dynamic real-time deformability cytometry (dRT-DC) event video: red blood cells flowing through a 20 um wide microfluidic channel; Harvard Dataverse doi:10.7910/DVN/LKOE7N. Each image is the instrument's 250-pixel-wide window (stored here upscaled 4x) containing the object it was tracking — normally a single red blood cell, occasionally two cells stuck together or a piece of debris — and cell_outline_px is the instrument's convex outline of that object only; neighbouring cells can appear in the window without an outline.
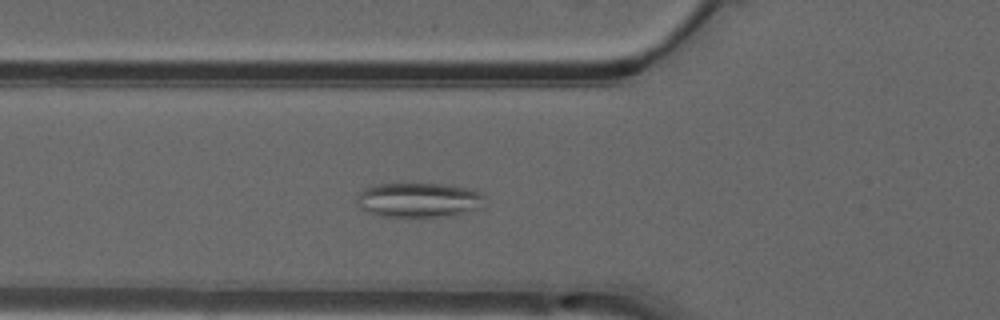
{"species": "common noctule bat (a hibernating species)", "species_latin": "Nyctalus noctula", "temperature_condition": "warm", "stored_images_in_passage": 51, "camera_frame_rate_fps": 3000, "um_per_image_px": 0.085, "animal": {"sex": "male", "forearm_length_mm": 52.5}, "frame": {"image": 1, "passage_image": 18, "time_ms": 5.667, "image_size_px": [1000, 320], "cell_outline_px": [[484, 208], [440, 216], [380, 216], [368, 212], [360, 208], [356, 204], [356, 200], [360, 192], [364, 188], [376, 184], [448, 184], [472, 188], [484, 192]], "centroid_in_image_um": [35.63, 16.98], "position_along_channel_um": 90.2, "area_um2": 25.95}}
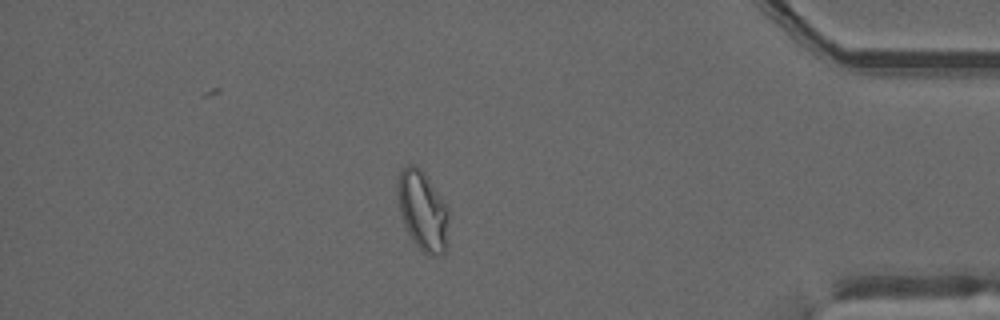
{"frame": {"image": 2, "passage_image": 44, "time_ms": 14.333, "image_size_px": [1000, 320], "cell_outline_px": [[448, 248], [444, 252], [432, 256], [428, 256], [412, 240], [404, 224], [400, 212], [396, 192], [396, 184], [400, 172], [408, 164], [416, 164], [424, 172], [448, 204]], "centroid_in_image_um": [35.95, 17.89], "position_along_channel_um": 399.3, "area_um2": 24.22}}
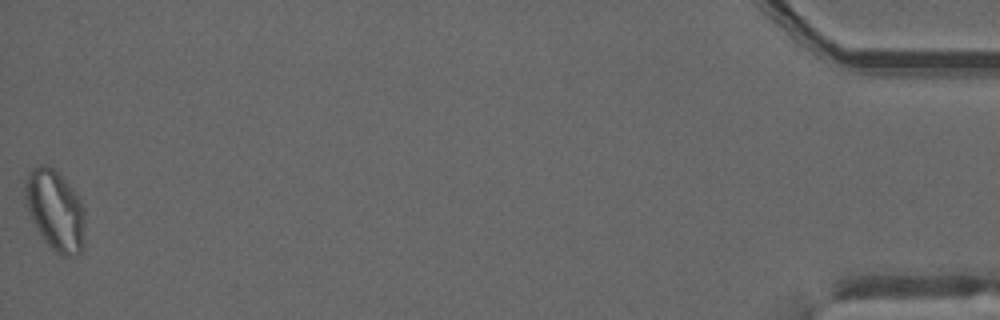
{"frame": {"image": 3, "passage_image": 51, "time_ms": 16.667, "image_size_px": [1000, 320], "cell_outline_px": [[84, 248], [80, 252], [72, 256], [60, 256], [48, 244], [36, 228], [24, 204], [24, 180], [28, 172], [32, 168], [40, 164], [48, 164], [72, 188], [80, 200], [84, 208]], "centroid_in_image_um": [4.67, 17.86], "position_along_channel_um": 430.5, "area_um2": 28.26}, "authors_computed_cell_mechanics": {"area_um2": 24.2182, "velocity_mm_per_s": 3.9972, "shape_relaxation_time_tau1_ms": null, "shape_relaxation_time_tau2_ms": 1.4209, "deformation_change_tau1": null, "deformation_change_tau2": 0.0665}}